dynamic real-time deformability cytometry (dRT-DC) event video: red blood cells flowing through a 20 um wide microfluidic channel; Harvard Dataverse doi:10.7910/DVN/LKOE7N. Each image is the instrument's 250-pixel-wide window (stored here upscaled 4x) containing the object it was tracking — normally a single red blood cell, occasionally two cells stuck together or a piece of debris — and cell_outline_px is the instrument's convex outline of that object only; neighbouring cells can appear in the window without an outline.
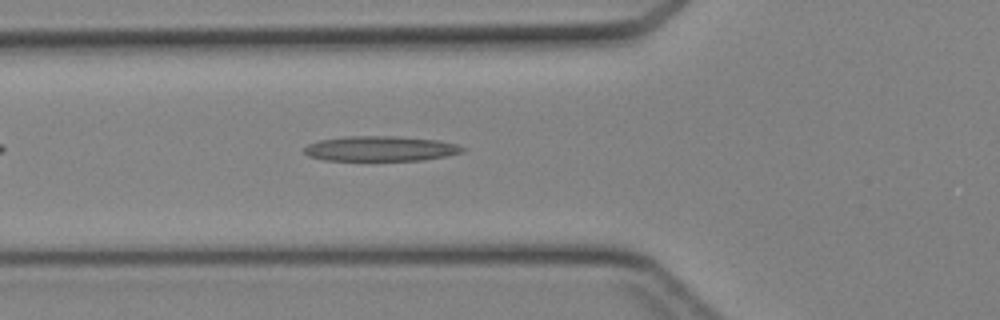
{"species": "Egyptian fruit bat (a non-hibernating species)", "species_latin": "Rousettus aegyptiacus", "temperature_condition": "cold", "stored_images_in_passage": 34, "camera_frame_rate_fps": 3000, "um_per_image_px": 0.085, "animal": {"sex": "female"}, "frame": {"image": 1, "passage_image": 6, "time_ms": 1.667, "image_size_px": [1000, 320], "cell_outline_px": [[468, 148], [464, 152], [448, 156], [424, 160], [324, 160], [308, 156], [304, 152], [304, 148], [308, 144], [320, 140], [344, 136], [396, 136], [436, 140], [456, 144]], "centroid_in_image_um": [32.37, 12.63], "position_along_channel_um": 93.4, "area_um2": 23.24}}
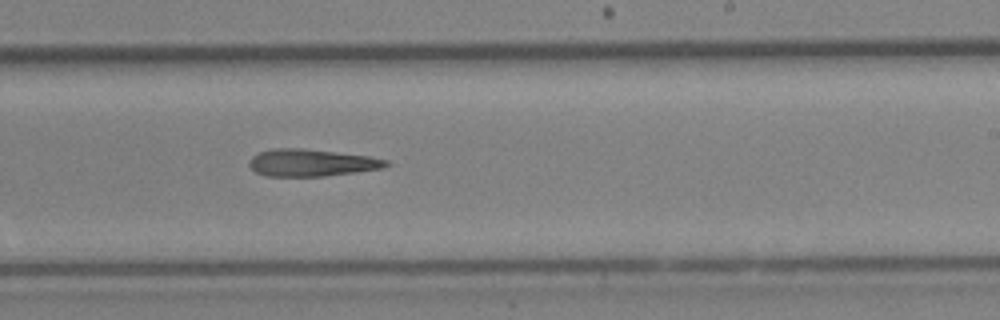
{"frame": {"image": 2, "passage_image": 17, "time_ms": 5.333, "image_size_px": [1000, 320], "cell_outline_px": [[392, 164], [384, 168], [356, 172], [324, 176], [264, 176], [256, 172], [248, 164], [248, 160], [252, 156], [260, 152], [276, 148], [300, 148], [336, 152], [368, 156], [388, 160]], "centroid_in_image_um": [26.49, 13.83], "position_along_channel_um": 262.5, "area_um2": 21.68}}
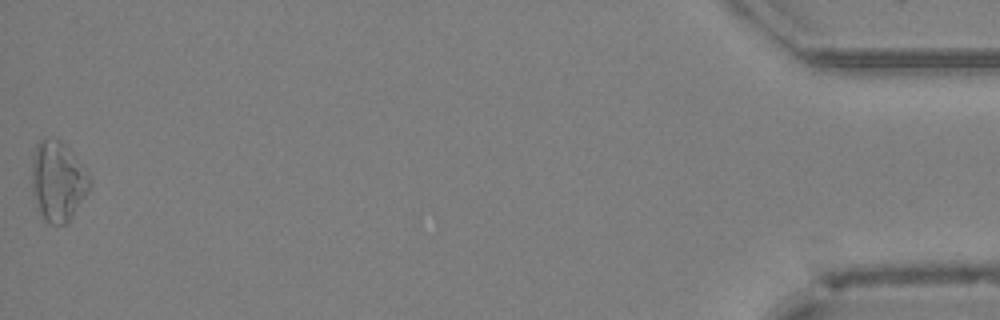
{"frame": {"image": 3, "passage_image": 34, "time_ms": 11.0, "image_size_px": [1000, 320], "cell_outline_px": [[92, 184], [88, 192], [68, 220], [64, 224], [48, 224], [44, 220], [40, 212], [32, 192], [32, 156], [36, 144], [40, 140], [60, 140], [64, 144], [92, 176]], "centroid_in_image_um": [4.92, 15.4], "position_along_channel_um": 430.3, "area_um2": 26.7}}